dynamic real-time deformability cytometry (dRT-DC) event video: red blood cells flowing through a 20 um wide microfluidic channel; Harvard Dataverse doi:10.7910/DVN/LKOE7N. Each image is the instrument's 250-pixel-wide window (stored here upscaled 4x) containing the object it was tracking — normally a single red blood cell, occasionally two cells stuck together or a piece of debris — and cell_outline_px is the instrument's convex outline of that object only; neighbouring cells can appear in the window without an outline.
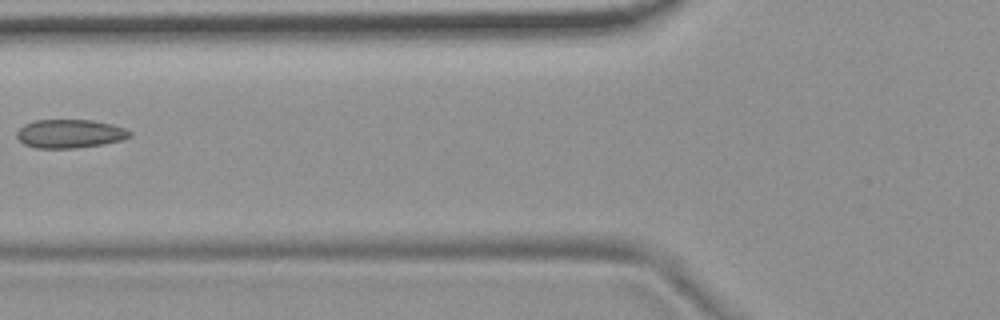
{"species": "common noctule bat (a hibernating species)", "species_latin": "Nyctalus noctula", "temperature_condition": "room temperature", "stored_images_in_passage": 7, "camera_frame_rate_fps": 3000, "um_per_image_px": 0.085, "animal": {"sex": "female", "body_mass_g": 19.9}, "frame": {"image": 1, "passage_image": 6, "time_ms": 6.667, "image_size_px": [1000, 320], "cell_outline_px": [[132, 136], [124, 140], [104, 144], [76, 148], [36, 148], [24, 144], [16, 136], [16, 132], [24, 124], [36, 120], [92, 120], [112, 124], [124, 128], [132, 132]], "centroid_in_image_um": [5.96, 11.37], "position_along_channel_um": 119.8, "area_um2": 18.96}}
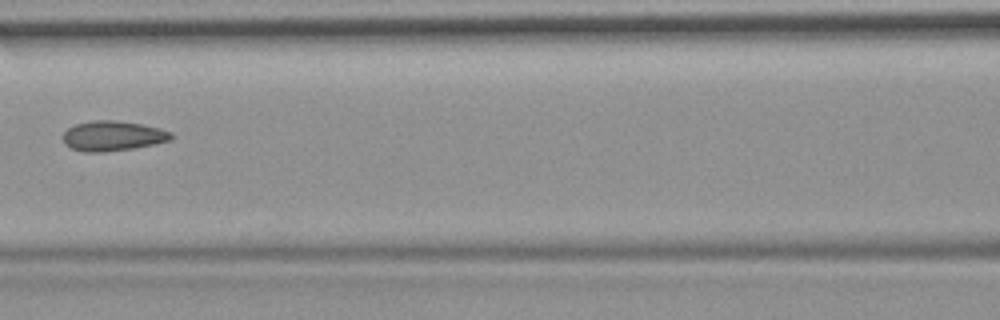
{"frame": {"image": 2, "passage_image": 7, "time_ms": 7.667, "image_size_px": [1000, 320], "cell_outline_px": [[172, 140], [132, 148], [104, 152], [84, 152], [72, 148], [64, 144], [64, 132], [68, 128], [76, 124], [92, 120], [116, 120], [140, 124], [160, 128], [172, 132]], "centroid_in_image_um": [9.58, 11.55], "position_along_channel_um": 157.0, "area_um2": 18.79}}